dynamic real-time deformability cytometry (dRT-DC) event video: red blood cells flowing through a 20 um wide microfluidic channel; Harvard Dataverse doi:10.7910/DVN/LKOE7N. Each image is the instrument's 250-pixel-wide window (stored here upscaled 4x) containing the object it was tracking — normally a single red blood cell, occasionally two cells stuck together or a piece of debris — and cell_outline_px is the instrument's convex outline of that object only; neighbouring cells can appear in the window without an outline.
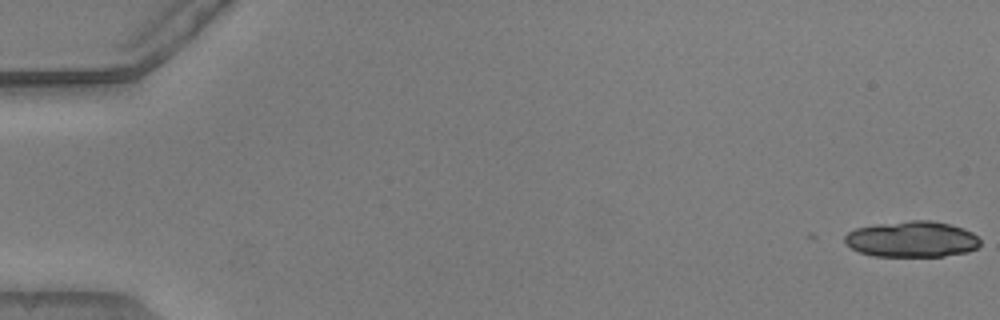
{"species": "common noctule bat (a hibernating species)", "species_latin": "Nyctalus noctula", "temperature_condition": "warm", "stored_images_in_passage": 5, "camera_frame_rate_fps": 3000, "um_per_image_px": 0.085, "animal": {"sex": "male", "body_mass_g": 20.5, "forearm_length_mm": 52.5}, "frame": {"image": 1, "passage_image": 1, "time_ms": 0.0, "image_size_px": [1000, 320], "cell_outline_px": [[980, 244], [976, 248], [968, 252], [944, 256], [872, 256], [860, 252], [844, 244], [844, 236], [848, 232], [856, 228], [876, 224], [912, 220], [932, 220], [964, 228], [972, 232], [980, 240]], "centroid_in_image_um": [77.5, 20.33], "position_along_channel_um": 7.5, "area_um2": 28.5}}